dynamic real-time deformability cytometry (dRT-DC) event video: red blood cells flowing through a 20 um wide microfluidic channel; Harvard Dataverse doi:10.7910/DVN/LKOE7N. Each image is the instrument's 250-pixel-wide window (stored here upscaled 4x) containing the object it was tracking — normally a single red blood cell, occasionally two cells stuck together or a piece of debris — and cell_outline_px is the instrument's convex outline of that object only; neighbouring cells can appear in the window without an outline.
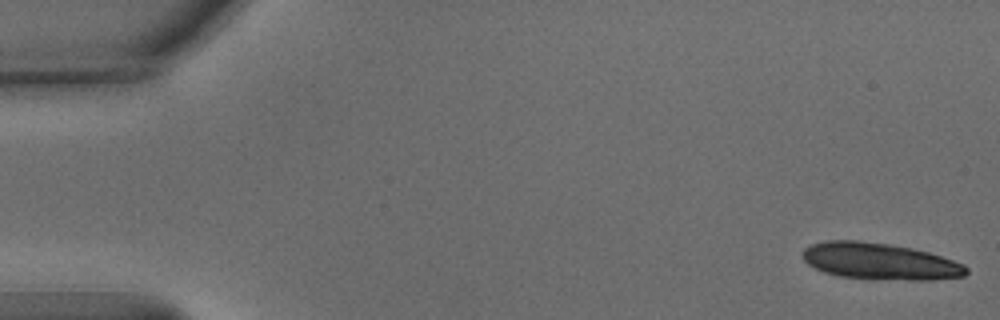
{"species": "common noctule bat (a hibernating species)", "species_latin": "Nyctalus noctula", "temperature_condition": "warm", "stored_images_in_passage": 14, "camera_frame_rate_fps": 3000, "um_per_image_px": 0.085, "animal": {"sex": "male", "body_mass_g": 15.6}, "frame": {"image": 1, "passage_image": 1, "time_ms": 0.0, "image_size_px": [1000, 320], "cell_outline_px": [[968, 272], [964, 276], [932, 280], [872, 280], [840, 276], [824, 272], [808, 264], [800, 256], [800, 252], [804, 248], [812, 244], [828, 240], [856, 240], [888, 244], [912, 248], [928, 252], [964, 264], [968, 268]], "centroid_in_image_um": [74.76, 22.22], "position_along_channel_um": 10.2, "area_um2": 35.26}}